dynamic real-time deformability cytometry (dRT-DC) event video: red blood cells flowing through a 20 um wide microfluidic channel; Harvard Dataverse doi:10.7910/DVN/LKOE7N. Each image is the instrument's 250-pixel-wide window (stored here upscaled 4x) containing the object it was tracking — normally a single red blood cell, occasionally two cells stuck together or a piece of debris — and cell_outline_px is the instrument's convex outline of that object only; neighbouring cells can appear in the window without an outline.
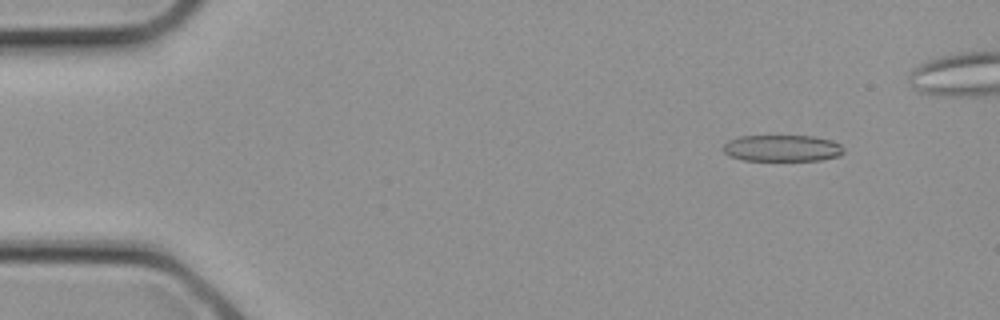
{"species": "common noctule bat (a hibernating species)", "species_latin": "Nyctalus noctula", "temperature_condition": "cold", "stored_images_in_passage": 3, "camera_frame_rate_fps": 3000, "um_per_image_px": 0.085, "animal": {"sex": "female", "body_mass_g": 21.9}, "frame": {"image": 1, "passage_image": 1, "time_ms": 0.0, "image_size_px": [1000, 320], "cell_outline_px": [[844, 152], [840, 156], [820, 160], [744, 160], [728, 156], [720, 148], [728, 140], [740, 136], [816, 136], [832, 140], [840, 144], [844, 148]], "centroid_in_image_um": [66.48, 12.59], "position_along_channel_um": 18.5, "area_um2": 18.84}}